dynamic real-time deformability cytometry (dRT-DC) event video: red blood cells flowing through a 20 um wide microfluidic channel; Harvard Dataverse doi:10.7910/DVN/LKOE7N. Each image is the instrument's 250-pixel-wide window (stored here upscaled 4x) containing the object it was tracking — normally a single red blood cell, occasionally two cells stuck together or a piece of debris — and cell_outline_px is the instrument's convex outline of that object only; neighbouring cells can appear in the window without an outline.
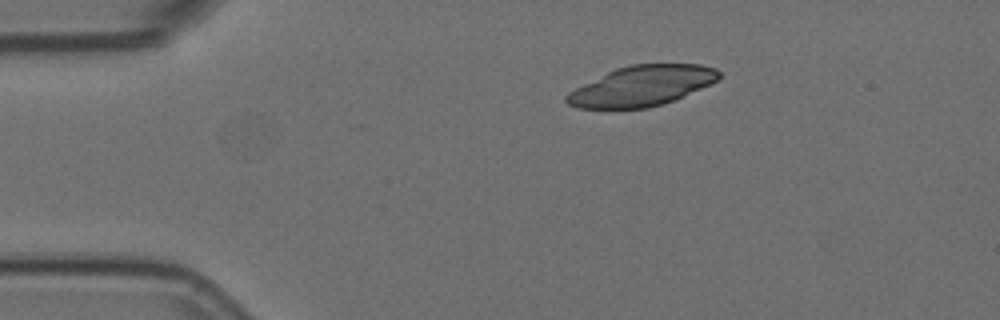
{"species": "Egyptian fruit bat (a non-hibernating species)", "species_latin": "Rousettus aegyptiacus", "temperature_condition": "room temperature", "stored_images_in_passage": 4, "camera_frame_rate_fps": 3000, "um_per_image_px": 0.085, "animal": {"sex": "female"}, "frame": {"image": 1, "passage_image": 1, "time_ms": 0.0, "image_size_px": [1000, 320], "cell_outline_px": [[724, 76], [720, 80], [672, 100], [648, 108], [576, 108], [568, 104], [564, 100], [564, 96], [568, 92], [616, 68], [628, 64], [700, 64], [716, 68]], "centroid_in_image_um": [54.57, 7.29], "position_along_channel_um": 30.4, "area_um2": 35.49}}